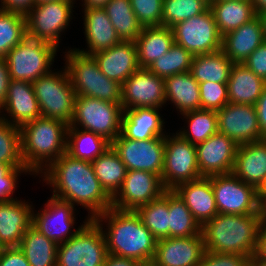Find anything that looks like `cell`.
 <instances>
[{"label":"cell","instance_id":"6da1fadb","mask_svg":"<svg viewBox=\"0 0 266 266\" xmlns=\"http://www.w3.org/2000/svg\"><path fill=\"white\" fill-rule=\"evenodd\" d=\"M41 174L53 197L87 209L89 219L112 207V197L101 186L89 161L65 152Z\"/></svg>","mask_w":266,"mask_h":266},{"label":"cell","instance_id":"7a4b0ae2","mask_svg":"<svg viewBox=\"0 0 266 266\" xmlns=\"http://www.w3.org/2000/svg\"><path fill=\"white\" fill-rule=\"evenodd\" d=\"M93 220L102 228L109 254L132 258L138 262L153 260L157 239L136 211H122L111 207Z\"/></svg>","mask_w":266,"mask_h":266},{"label":"cell","instance_id":"3957f363","mask_svg":"<svg viewBox=\"0 0 266 266\" xmlns=\"http://www.w3.org/2000/svg\"><path fill=\"white\" fill-rule=\"evenodd\" d=\"M68 126L41 116L20 128L21 156L31 176L41 175L67 151Z\"/></svg>","mask_w":266,"mask_h":266},{"label":"cell","instance_id":"277c9868","mask_svg":"<svg viewBox=\"0 0 266 266\" xmlns=\"http://www.w3.org/2000/svg\"><path fill=\"white\" fill-rule=\"evenodd\" d=\"M260 230L257 213L217 214L201 227L205 251L239 254L252 258Z\"/></svg>","mask_w":266,"mask_h":266},{"label":"cell","instance_id":"5b68a950","mask_svg":"<svg viewBox=\"0 0 266 266\" xmlns=\"http://www.w3.org/2000/svg\"><path fill=\"white\" fill-rule=\"evenodd\" d=\"M65 53V68L76 96L121 104V84L106 77L92 56L82 54L73 48Z\"/></svg>","mask_w":266,"mask_h":266},{"label":"cell","instance_id":"8992f818","mask_svg":"<svg viewBox=\"0 0 266 266\" xmlns=\"http://www.w3.org/2000/svg\"><path fill=\"white\" fill-rule=\"evenodd\" d=\"M32 85L41 116L69 125L73 118L76 93L65 66L64 70H52L40 76Z\"/></svg>","mask_w":266,"mask_h":266},{"label":"cell","instance_id":"52a82bcc","mask_svg":"<svg viewBox=\"0 0 266 266\" xmlns=\"http://www.w3.org/2000/svg\"><path fill=\"white\" fill-rule=\"evenodd\" d=\"M58 49L51 43L26 36L5 56L10 79L34 82L51 72Z\"/></svg>","mask_w":266,"mask_h":266},{"label":"cell","instance_id":"ba28073f","mask_svg":"<svg viewBox=\"0 0 266 266\" xmlns=\"http://www.w3.org/2000/svg\"><path fill=\"white\" fill-rule=\"evenodd\" d=\"M123 114L121 104L76 96L69 126L94 132L112 142L121 133Z\"/></svg>","mask_w":266,"mask_h":266},{"label":"cell","instance_id":"9c48e42d","mask_svg":"<svg viewBox=\"0 0 266 266\" xmlns=\"http://www.w3.org/2000/svg\"><path fill=\"white\" fill-rule=\"evenodd\" d=\"M107 255L102 228L90 219L76 235L57 246L56 266H103Z\"/></svg>","mask_w":266,"mask_h":266},{"label":"cell","instance_id":"30bf717a","mask_svg":"<svg viewBox=\"0 0 266 266\" xmlns=\"http://www.w3.org/2000/svg\"><path fill=\"white\" fill-rule=\"evenodd\" d=\"M75 2L76 0H58L34 5L25 15L27 36L58 48L63 32L73 19Z\"/></svg>","mask_w":266,"mask_h":266},{"label":"cell","instance_id":"8fae6325","mask_svg":"<svg viewBox=\"0 0 266 266\" xmlns=\"http://www.w3.org/2000/svg\"><path fill=\"white\" fill-rule=\"evenodd\" d=\"M202 178L197 164L196 147L178 133L165 136L162 182L166 190Z\"/></svg>","mask_w":266,"mask_h":266},{"label":"cell","instance_id":"7c38bea8","mask_svg":"<svg viewBox=\"0 0 266 266\" xmlns=\"http://www.w3.org/2000/svg\"><path fill=\"white\" fill-rule=\"evenodd\" d=\"M174 43L193 55L222 49V38L210 8L202 14L179 22L172 27Z\"/></svg>","mask_w":266,"mask_h":266},{"label":"cell","instance_id":"4fadbf2b","mask_svg":"<svg viewBox=\"0 0 266 266\" xmlns=\"http://www.w3.org/2000/svg\"><path fill=\"white\" fill-rule=\"evenodd\" d=\"M112 148L125 164L127 171H148L162 176L165 158V137L131 140L121 133L111 142Z\"/></svg>","mask_w":266,"mask_h":266},{"label":"cell","instance_id":"5bb4252c","mask_svg":"<svg viewBox=\"0 0 266 266\" xmlns=\"http://www.w3.org/2000/svg\"><path fill=\"white\" fill-rule=\"evenodd\" d=\"M44 206L45 208L38 211L33 207L32 226L58 245L76 235L90 220L87 217L83 221L84 224L74 228L76 224L74 205L51 196Z\"/></svg>","mask_w":266,"mask_h":266},{"label":"cell","instance_id":"9a60e30c","mask_svg":"<svg viewBox=\"0 0 266 266\" xmlns=\"http://www.w3.org/2000/svg\"><path fill=\"white\" fill-rule=\"evenodd\" d=\"M211 184L218 214L257 213L258 190L233 173L212 175Z\"/></svg>","mask_w":266,"mask_h":266},{"label":"cell","instance_id":"2e32d148","mask_svg":"<svg viewBox=\"0 0 266 266\" xmlns=\"http://www.w3.org/2000/svg\"><path fill=\"white\" fill-rule=\"evenodd\" d=\"M165 191L161 176L148 171H127L122 186L112 197V208L136 211L161 197Z\"/></svg>","mask_w":266,"mask_h":266},{"label":"cell","instance_id":"e0dca14e","mask_svg":"<svg viewBox=\"0 0 266 266\" xmlns=\"http://www.w3.org/2000/svg\"><path fill=\"white\" fill-rule=\"evenodd\" d=\"M121 106L124 110L137 107L163 108L166 104L164 79L139 68L121 85Z\"/></svg>","mask_w":266,"mask_h":266},{"label":"cell","instance_id":"ac0fdd59","mask_svg":"<svg viewBox=\"0 0 266 266\" xmlns=\"http://www.w3.org/2000/svg\"><path fill=\"white\" fill-rule=\"evenodd\" d=\"M218 132L225 134L238 146L262 140L255 105L226 104L216 110Z\"/></svg>","mask_w":266,"mask_h":266},{"label":"cell","instance_id":"d6986e66","mask_svg":"<svg viewBox=\"0 0 266 266\" xmlns=\"http://www.w3.org/2000/svg\"><path fill=\"white\" fill-rule=\"evenodd\" d=\"M195 147L202 177L232 173L238 145L225 134L217 132Z\"/></svg>","mask_w":266,"mask_h":266},{"label":"cell","instance_id":"ffe728a7","mask_svg":"<svg viewBox=\"0 0 266 266\" xmlns=\"http://www.w3.org/2000/svg\"><path fill=\"white\" fill-rule=\"evenodd\" d=\"M204 253L202 234L168 237L157 240L153 261L158 266H199Z\"/></svg>","mask_w":266,"mask_h":266},{"label":"cell","instance_id":"44dd1931","mask_svg":"<svg viewBox=\"0 0 266 266\" xmlns=\"http://www.w3.org/2000/svg\"><path fill=\"white\" fill-rule=\"evenodd\" d=\"M39 117L41 113L32 82L11 79L0 118L21 128Z\"/></svg>","mask_w":266,"mask_h":266},{"label":"cell","instance_id":"7402d4cb","mask_svg":"<svg viewBox=\"0 0 266 266\" xmlns=\"http://www.w3.org/2000/svg\"><path fill=\"white\" fill-rule=\"evenodd\" d=\"M83 10V33L88 46L86 50L73 48L75 51L91 56L121 42L103 7L84 8Z\"/></svg>","mask_w":266,"mask_h":266},{"label":"cell","instance_id":"603a6c76","mask_svg":"<svg viewBox=\"0 0 266 266\" xmlns=\"http://www.w3.org/2000/svg\"><path fill=\"white\" fill-rule=\"evenodd\" d=\"M91 56L106 77L121 85L139 69L134 41H121L119 44Z\"/></svg>","mask_w":266,"mask_h":266},{"label":"cell","instance_id":"cb8c5ba5","mask_svg":"<svg viewBox=\"0 0 266 266\" xmlns=\"http://www.w3.org/2000/svg\"><path fill=\"white\" fill-rule=\"evenodd\" d=\"M32 203L14 199L0 202V240L6 248L18 247L32 226Z\"/></svg>","mask_w":266,"mask_h":266},{"label":"cell","instance_id":"d4e9b609","mask_svg":"<svg viewBox=\"0 0 266 266\" xmlns=\"http://www.w3.org/2000/svg\"><path fill=\"white\" fill-rule=\"evenodd\" d=\"M264 41L262 23L257 15L251 21L226 33L222 38V50L234 64H243Z\"/></svg>","mask_w":266,"mask_h":266},{"label":"cell","instance_id":"484cf974","mask_svg":"<svg viewBox=\"0 0 266 266\" xmlns=\"http://www.w3.org/2000/svg\"><path fill=\"white\" fill-rule=\"evenodd\" d=\"M232 173L258 190L266 179V139L239 145Z\"/></svg>","mask_w":266,"mask_h":266},{"label":"cell","instance_id":"4316f807","mask_svg":"<svg viewBox=\"0 0 266 266\" xmlns=\"http://www.w3.org/2000/svg\"><path fill=\"white\" fill-rule=\"evenodd\" d=\"M174 191L201 226L218 214L211 176L180 184Z\"/></svg>","mask_w":266,"mask_h":266},{"label":"cell","instance_id":"83f0119b","mask_svg":"<svg viewBox=\"0 0 266 266\" xmlns=\"http://www.w3.org/2000/svg\"><path fill=\"white\" fill-rule=\"evenodd\" d=\"M161 108L137 107L124 110L121 124V134L131 140H147L165 137V121L160 116Z\"/></svg>","mask_w":266,"mask_h":266},{"label":"cell","instance_id":"f1b7e54d","mask_svg":"<svg viewBox=\"0 0 266 266\" xmlns=\"http://www.w3.org/2000/svg\"><path fill=\"white\" fill-rule=\"evenodd\" d=\"M134 42L139 68H148L170 50L174 44V34L172 28L164 25L145 26Z\"/></svg>","mask_w":266,"mask_h":266},{"label":"cell","instance_id":"f546056e","mask_svg":"<svg viewBox=\"0 0 266 266\" xmlns=\"http://www.w3.org/2000/svg\"><path fill=\"white\" fill-rule=\"evenodd\" d=\"M266 88V81L243 64H233L227 82L228 100L232 104L255 105Z\"/></svg>","mask_w":266,"mask_h":266},{"label":"cell","instance_id":"4dcf8cb0","mask_svg":"<svg viewBox=\"0 0 266 266\" xmlns=\"http://www.w3.org/2000/svg\"><path fill=\"white\" fill-rule=\"evenodd\" d=\"M165 98L179 114L201 109L199 83L191 72L175 74L164 79Z\"/></svg>","mask_w":266,"mask_h":266},{"label":"cell","instance_id":"1f68e13d","mask_svg":"<svg viewBox=\"0 0 266 266\" xmlns=\"http://www.w3.org/2000/svg\"><path fill=\"white\" fill-rule=\"evenodd\" d=\"M209 8L222 36L257 16L251 0L211 1Z\"/></svg>","mask_w":266,"mask_h":266},{"label":"cell","instance_id":"d6a6232c","mask_svg":"<svg viewBox=\"0 0 266 266\" xmlns=\"http://www.w3.org/2000/svg\"><path fill=\"white\" fill-rule=\"evenodd\" d=\"M233 64L220 49L212 53L194 55L190 72L198 83H227Z\"/></svg>","mask_w":266,"mask_h":266},{"label":"cell","instance_id":"836d02e7","mask_svg":"<svg viewBox=\"0 0 266 266\" xmlns=\"http://www.w3.org/2000/svg\"><path fill=\"white\" fill-rule=\"evenodd\" d=\"M110 147L111 142L101 135L68 126L66 152L72 157L92 162Z\"/></svg>","mask_w":266,"mask_h":266},{"label":"cell","instance_id":"e575fe53","mask_svg":"<svg viewBox=\"0 0 266 266\" xmlns=\"http://www.w3.org/2000/svg\"><path fill=\"white\" fill-rule=\"evenodd\" d=\"M57 246L58 244L31 226L18 248L24 253L30 266H56Z\"/></svg>","mask_w":266,"mask_h":266},{"label":"cell","instance_id":"d590c367","mask_svg":"<svg viewBox=\"0 0 266 266\" xmlns=\"http://www.w3.org/2000/svg\"><path fill=\"white\" fill-rule=\"evenodd\" d=\"M91 163L101 186L113 197L122 186L126 176L125 164L112 146Z\"/></svg>","mask_w":266,"mask_h":266},{"label":"cell","instance_id":"8d00e7d4","mask_svg":"<svg viewBox=\"0 0 266 266\" xmlns=\"http://www.w3.org/2000/svg\"><path fill=\"white\" fill-rule=\"evenodd\" d=\"M121 41H135L143 26L135 15L130 0H110L104 7Z\"/></svg>","mask_w":266,"mask_h":266},{"label":"cell","instance_id":"74e56055","mask_svg":"<svg viewBox=\"0 0 266 266\" xmlns=\"http://www.w3.org/2000/svg\"><path fill=\"white\" fill-rule=\"evenodd\" d=\"M188 124L178 133L183 139L197 145L218 132V121L215 110L199 109L182 114ZM185 118V119H184Z\"/></svg>","mask_w":266,"mask_h":266},{"label":"cell","instance_id":"f35d334b","mask_svg":"<svg viewBox=\"0 0 266 266\" xmlns=\"http://www.w3.org/2000/svg\"><path fill=\"white\" fill-rule=\"evenodd\" d=\"M201 227L180 196L169 190V237L197 236Z\"/></svg>","mask_w":266,"mask_h":266},{"label":"cell","instance_id":"ab89813d","mask_svg":"<svg viewBox=\"0 0 266 266\" xmlns=\"http://www.w3.org/2000/svg\"><path fill=\"white\" fill-rule=\"evenodd\" d=\"M136 213L157 240L169 237V190L161 197L140 206Z\"/></svg>","mask_w":266,"mask_h":266},{"label":"cell","instance_id":"60d3db41","mask_svg":"<svg viewBox=\"0 0 266 266\" xmlns=\"http://www.w3.org/2000/svg\"><path fill=\"white\" fill-rule=\"evenodd\" d=\"M194 55L174 43L170 50L155 60L147 69L162 79L189 72Z\"/></svg>","mask_w":266,"mask_h":266},{"label":"cell","instance_id":"b9f144b4","mask_svg":"<svg viewBox=\"0 0 266 266\" xmlns=\"http://www.w3.org/2000/svg\"><path fill=\"white\" fill-rule=\"evenodd\" d=\"M26 36L25 15L0 9V58H5Z\"/></svg>","mask_w":266,"mask_h":266},{"label":"cell","instance_id":"7bdbcfd3","mask_svg":"<svg viewBox=\"0 0 266 266\" xmlns=\"http://www.w3.org/2000/svg\"><path fill=\"white\" fill-rule=\"evenodd\" d=\"M209 8L206 0H163L162 25L172 28Z\"/></svg>","mask_w":266,"mask_h":266},{"label":"cell","instance_id":"ee69618b","mask_svg":"<svg viewBox=\"0 0 266 266\" xmlns=\"http://www.w3.org/2000/svg\"><path fill=\"white\" fill-rule=\"evenodd\" d=\"M0 163L25 167L21 156L20 127L0 118Z\"/></svg>","mask_w":266,"mask_h":266},{"label":"cell","instance_id":"f6af8a7d","mask_svg":"<svg viewBox=\"0 0 266 266\" xmlns=\"http://www.w3.org/2000/svg\"><path fill=\"white\" fill-rule=\"evenodd\" d=\"M201 109H222L228 100L227 83L206 81L199 83Z\"/></svg>","mask_w":266,"mask_h":266},{"label":"cell","instance_id":"bcb514c9","mask_svg":"<svg viewBox=\"0 0 266 266\" xmlns=\"http://www.w3.org/2000/svg\"><path fill=\"white\" fill-rule=\"evenodd\" d=\"M130 2L143 27L162 25L163 0H130Z\"/></svg>","mask_w":266,"mask_h":266},{"label":"cell","instance_id":"7dc6e473","mask_svg":"<svg viewBox=\"0 0 266 266\" xmlns=\"http://www.w3.org/2000/svg\"><path fill=\"white\" fill-rule=\"evenodd\" d=\"M21 173L31 174L25 167H10L0 163V202L16 199L12 195L18 188L17 182Z\"/></svg>","mask_w":266,"mask_h":266},{"label":"cell","instance_id":"c3c4849f","mask_svg":"<svg viewBox=\"0 0 266 266\" xmlns=\"http://www.w3.org/2000/svg\"><path fill=\"white\" fill-rule=\"evenodd\" d=\"M199 266H251V258L239 254L205 251Z\"/></svg>","mask_w":266,"mask_h":266},{"label":"cell","instance_id":"681fc988","mask_svg":"<svg viewBox=\"0 0 266 266\" xmlns=\"http://www.w3.org/2000/svg\"><path fill=\"white\" fill-rule=\"evenodd\" d=\"M243 65L266 81V41L248 56Z\"/></svg>","mask_w":266,"mask_h":266},{"label":"cell","instance_id":"f907efd6","mask_svg":"<svg viewBox=\"0 0 266 266\" xmlns=\"http://www.w3.org/2000/svg\"><path fill=\"white\" fill-rule=\"evenodd\" d=\"M0 266H30V264L18 247H9L0 255Z\"/></svg>","mask_w":266,"mask_h":266},{"label":"cell","instance_id":"816d5d0a","mask_svg":"<svg viewBox=\"0 0 266 266\" xmlns=\"http://www.w3.org/2000/svg\"><path fill=\"white\" fill-rule=\"evenodd\" d=\"M0 9L26 15L35 5V0H0Z\"/></svg>","mask_w":266,"mask_h":266},{"label":"cell","instance_id":"f5cc1de1","mask_svg":"<svg viewBox=\"0 0 266 266\" xmlns=\"http://www.w3.org/2000/svg\"><path fill=\"white\" fill-rule=\"evenodd\" d=\"M10 73L5 58H0V108L5 103L10 83Z\"/></svg>","mask_w":266,"mask_h":266},{"label":"cell","instance_id":"db71d44e","mask_svg":"<svg viewBox=\"0 0 266 266\" xmlns=\"http://www.w3.org/2000/svg\"><path fill=\"white\" fill-rule=\"evenodd\" d=\"M255 107L262 137L263 139H266V88L264 89L261 96L258 98Z\"/></svg>","mask_w":266,"mask_h":266},{"label":"cell","instance_id":"11a10c76","mask_svg":"<svg viewBox=\"0 0 266 266\" xmlns=\"http://www.w3.org/2000/svg\"><path fill=\"white\" fill-rule=\"evenodd\" d=\"M138 264L139 262L132 258L119 257L108 253L103 266H138Z\"/></svg>","mask_w":266,"mask_h":266},{"label":"cell","instance_id":"9f6ffc18","mask_svg":"<svg viewBox=\"0 0 266 266\" xmlns=\"http://www.w3.org/2000/svg\"><path fill=\"white\" fill-rule=\"evenodd\" d=\"M252 258L266 259V226H260L257 248Z\"/></svg>","mask_w":266,"mask_h":266},{"label":"cell","instance_id":"6f0895ef","mask_svg":"<svg viewBox=\"0 0 266 266\" xmlns=\"http://www.w3.org/2000/svg\"><path fill=\"white\" fill-rule=\"evenodd\" d=\"M257 215L260 226H266V194L258 193Z\"/></svg>","mask_w":266,"mask_h":266},{"label":"cell","instance_id":"680465c9","mask_svg":"<svg viewBox=\"0 0 266 266\" xmlns=\"http://www.w3.org/2000/svg\"><path fill=\"white\" fill-rule=\"evenodd\" d=\"M110 0H82L83 8L104 7Z\"/></svg>","mask_w":266,"mask_h":266},{"label":"cell","instance_id":"91938a15","mask_svg":"<svg viewBox=\"0 0 266 266\" xmlns=\"http://www.w3.org/2000/svg\"><path fill=\"white\" fill-rule=\"evenodd\" d=\"M256 15L266 13V0H251Z\"/></svg>","mask_w":266,"mask_h":266},{"label":"cell","instance_id":"94428289","mask_svg":"<svg viewBox=\"0 0 266 266\" xmlns=\"http://www.w3.org/2000/svg\"><path fill=\"white\" fill-rule=\"evenodd\" d=\"M251 266H266V259L251 258Z\"/></svg>","mask_w":266,"mask_h":266},{"label":"cell","instance_id":"6125c7cd","mask_svg":"<svg viewBox=\"0 0 266 266\" xmlns=\"http://www.w3.org/2000/svg\"><path fill=\"white\" fill-rule=\"evenodd\" d=\"M258 16H259L260 21L262 23V28H263V32H264V39L266 41V13L259 14Z\"/></svg>","mask_w":266,"mask_h":266},{"label":"cell","instance_id":"be15d7a7","mask_svg":"<svg viewBox=\"0 0 266 266\" xmlns=\"http://www.w3.org/2000/svg\"><path fill=\"white\" fill-rule=\"evenodd\" d=\"M138 266H158L153 260L146 262H139Z\"/></svg>","mask_w":266,"mask_h":266},{"label":"cell","instance_id":"e7e4bbea","mask_svg":"<svg viewBox=\"0 0 266 266\" xmlns=\"http://www.w3.org/2000/svg\"><path fill=\"white\" fill-rule=\"evenodd\" d=\"M258 193L266 194V179H265L263 185L258 189Z\"/></svg>","mask_w":266,"mask_h":266},{"label":"cell","instance_id":"03108f58","mask_svg":"<svg viewBox=\"0 0 266 266\" xmlns=\"http://www.w3.org/2000/svg\"><path fill=\"white\" fill-rule=\"evenodd\" d=\"M53 1H58V0H35V5H39L46 2H53Z\"/></svg>","mask_w":266,"mask_h":266},{"label":"cell","instance_id":"003e7915","mask_svg":"<svg viewBox=\"0 0 266 266\" xmlns=\"http://www.w3.org/2000/svg\"><path fill=\"white\" fill-rule=\"evenodd\" d=\"M6 249V247L4 246V244L1 242L0 240V255L2 254V252Z\"/></svg>","mask_w":266,"mask_h":266}]
</instances>
